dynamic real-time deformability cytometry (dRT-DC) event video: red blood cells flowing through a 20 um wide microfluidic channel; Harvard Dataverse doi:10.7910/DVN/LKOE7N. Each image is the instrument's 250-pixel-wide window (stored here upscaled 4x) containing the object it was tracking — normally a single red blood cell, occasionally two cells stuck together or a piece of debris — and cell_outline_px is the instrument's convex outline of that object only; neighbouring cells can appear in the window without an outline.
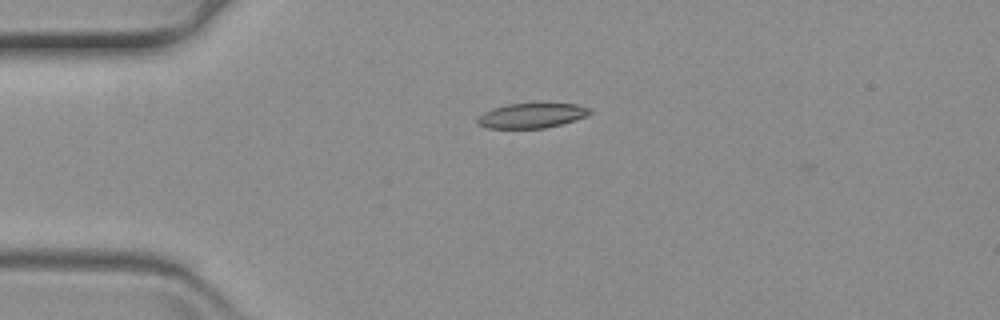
{"species": "common noctule bat (a hibernating species)", "species_latin": "Nyctalus noctula", "temperature_condition": "warm", "stored_images_in_passage": 53, "camera_frame_rate_fps": 3000, "um_per_image_px": 0.085, "animal": {"sex": "female", "body_mass_g": 19.3, "forearm_length_mm": 54.1}, "frame": {"image": 1, "passage_image": 6, "time_ms": 1.667, "image_size_px": [1000, 320], "cell_outline_px": [[592, 112], [584, 116], [560, 124], [544, 128], [488, 128], [476, 124], [476, 120], [484, 112], [492, 108], [508, 104], [576, 104], [592, 108]], "centroid_in_image_um": [45.15, 9.82], "position_along_channel_um": 39.8, "area_um2": 16.01}}
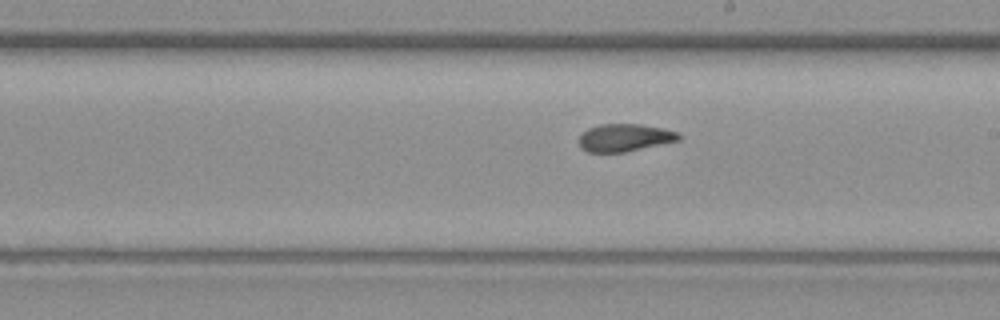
{"frame": {"image": 2, "passage_image": 26, "time_ms": 8.333, "image_size_px": [1000, 320], "cell_outline_px": [[680, 140], [624, 152], [588, 152], [580, 148], [580, 136], [588, 128], [600, 124], [640, 124], [664, 128], [680, 132]], "centroid_in_image_um": [53.12, 11.69], "position_along_channel_um": 235.9, "area_um2": 16.01}}
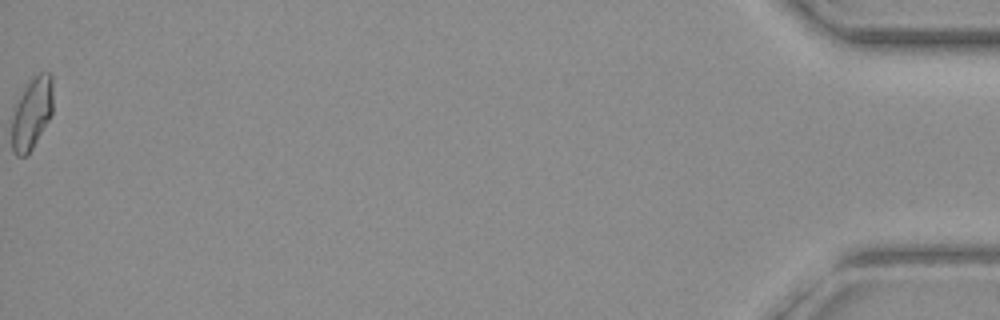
{"frame": {"image": 3, "passage_image": 53, "time_ms": 17.333, "image_size_px": [1000, 320], "cell_outline_px": [[52, 112], [48, 120], [32, 148], [24, 156], [16, 156], [12, 148], [12, 104], [24, 84], [28, 80], [40, 72], [52, 72]], "centroid_in_image_um": [2.66, 9.54], "position_along_channel_um": 432.5, "area_um2": 17.69}}